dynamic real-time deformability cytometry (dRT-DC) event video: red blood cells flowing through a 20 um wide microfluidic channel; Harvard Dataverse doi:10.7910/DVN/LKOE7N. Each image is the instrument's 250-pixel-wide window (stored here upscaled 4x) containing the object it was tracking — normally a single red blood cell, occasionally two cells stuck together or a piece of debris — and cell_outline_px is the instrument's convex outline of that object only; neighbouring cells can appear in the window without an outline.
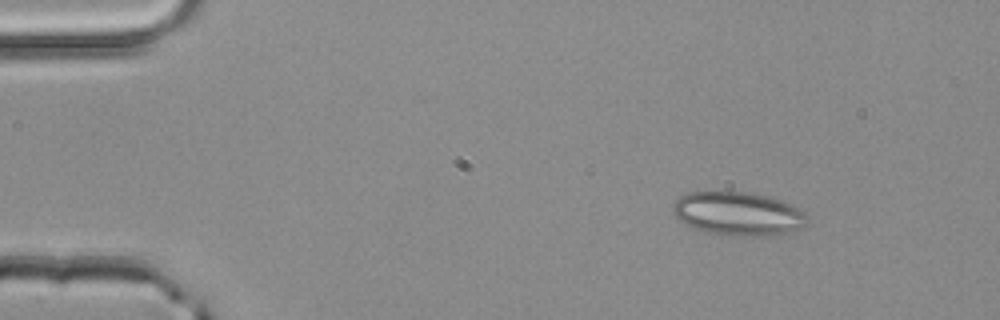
{"species": "common noctule bat (a hibernating species)", "species_latin": "Nyctalus noctula", "temperature_condition": "room temperature", "stored_images_in_passage": 3, "camera_frame_rate_fps": 3000, "um_per_image_px": 0.085, "animal": {"sex": "male", "body_mass_g": 20.4}, "frame": {"image": 1, "passage_image": 1, "time_ms": 0.0, "image_size_px": [1000, 320], "cell_outline_px": [[808, 224], [804, 228], [792, 232], [764, 236], [736, 236], [708, 232], [692, 228], [684, 224], [672, 212], [672, 204], [680, 196], [688, 192], [748, 192], [768, 196], [792, 204], [804, 212]], "centroid_in_image_um": [62.75, 18.17], "position_along_channel_um": 22.2, "area_um2": 34.39}}